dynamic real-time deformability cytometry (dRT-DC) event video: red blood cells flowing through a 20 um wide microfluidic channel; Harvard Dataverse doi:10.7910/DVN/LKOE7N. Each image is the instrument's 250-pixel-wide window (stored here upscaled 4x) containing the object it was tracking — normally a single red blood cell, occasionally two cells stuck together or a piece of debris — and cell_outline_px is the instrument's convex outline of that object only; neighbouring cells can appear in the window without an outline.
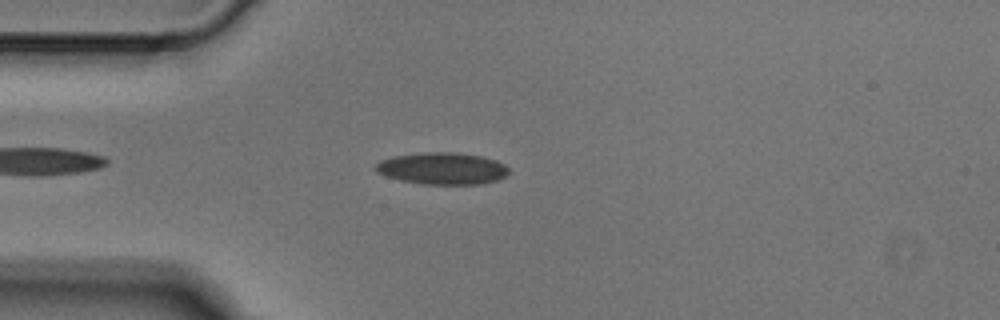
{"species": "Egyptian fruit bat (a non-hibernating species)", "species_latin": "Rousettus aegyptiacus", "temperature_condition": "cold", "stored_images_in_passage": 3, "camera_frame_rate_fps": 3000, "um_per_image_px": 0.085, "animal": {"sex": "male"}, "frame": {"image": 1, "passage_image": 3, "time_ms": 0.667, "image_size_px": [1000, 320], "cell_outline_px": [[508, 172], [504, 176], [496, 180], [480, 184], [424, 184], [400, 180], [376, 172], [376, 164], [380, 160], [392, 156], [424, 152], [456, 152], [480, 156], [496, 160], [504, 164], [508, 168]], "centroid_in_image_um": [37.58, 14.31], "position_along_channel_um": 47.4, "area_um2": 24.62}}